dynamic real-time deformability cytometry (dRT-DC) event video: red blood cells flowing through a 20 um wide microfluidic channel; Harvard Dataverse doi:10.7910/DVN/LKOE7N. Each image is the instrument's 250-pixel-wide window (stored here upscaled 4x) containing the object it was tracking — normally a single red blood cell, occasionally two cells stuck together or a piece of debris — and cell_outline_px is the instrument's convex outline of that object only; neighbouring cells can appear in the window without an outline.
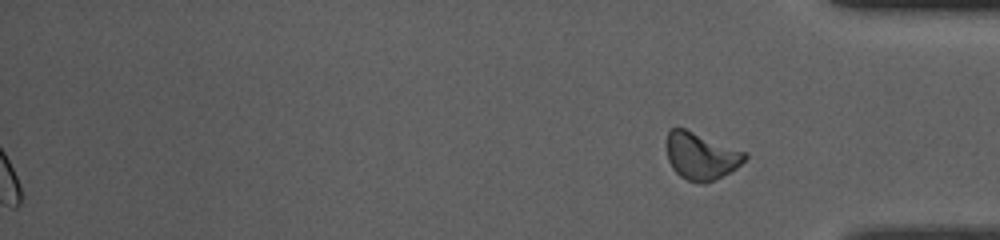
{"species": "common noctule bat (a hibernating species)", "species_latin": "Nyctalus noctula", "temperature_condition": "room temperature", "stored_images_in_passage": 46, "segment_of_instrument_passage": [2, 2], "camera_frame_rate_fps": 3000, "um_per_image_px": 0.085, "animal": {"sex": "female", "body_mass_g": 10.0, "forearm_length_mm": 53.1}, "frame": {"image": 1, "passage_image": 46, "time_ms": 15.0, "image_size_px": [1000, 240], "cell_outline_px": [[748, 156], [736, 168], [704, 184], [688, 180], [680, 176], [672, 168], [668, 160], [664, 144], [668, 132], [676, 124], [748, 152]], "centroid_in_image_um": [59.54, 13.2], "position_along_channel_um": 375.7, "area_um2": 21.96}}